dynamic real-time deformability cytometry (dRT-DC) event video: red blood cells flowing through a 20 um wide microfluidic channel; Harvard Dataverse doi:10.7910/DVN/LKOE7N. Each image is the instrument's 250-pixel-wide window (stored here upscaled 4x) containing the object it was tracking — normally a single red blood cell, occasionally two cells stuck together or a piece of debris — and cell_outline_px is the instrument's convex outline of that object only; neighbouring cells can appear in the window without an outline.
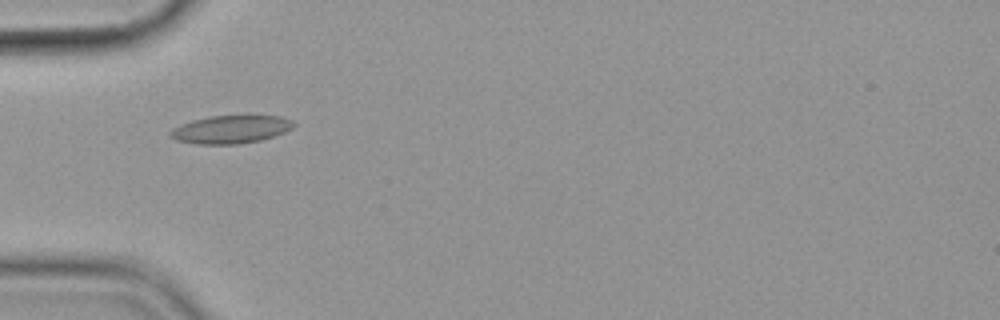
{"species": "common noctule bat (a hibernating species)", "species_latin": "Nyctalus noctula", "temperature_condition": "cold", "stored_images_in_passage": 2, "camera_frame_rate_fps": 3000, "um_per_image_px": 0.085, "animal": {"sex": "female", "body_mass_g": 19.9}, "frame": {"image": 1, "passage_image": 2, "time_ms": 1.333, "image_size_px": [1000, 320], "cell_outline_px": [[296, 124], [292, 128], [284, 132], [260, 140], [240, 144], [196, 144], [176, 140], [168, 136], [168, 132], [172, 128], [180, 124], [192, 120], [208, 116], [280, 116], [292, 120]], "centroid_in_image_um": [19.56, 11.0], "position_along_channel_um": 65.4, "area_um2": 20.17}}